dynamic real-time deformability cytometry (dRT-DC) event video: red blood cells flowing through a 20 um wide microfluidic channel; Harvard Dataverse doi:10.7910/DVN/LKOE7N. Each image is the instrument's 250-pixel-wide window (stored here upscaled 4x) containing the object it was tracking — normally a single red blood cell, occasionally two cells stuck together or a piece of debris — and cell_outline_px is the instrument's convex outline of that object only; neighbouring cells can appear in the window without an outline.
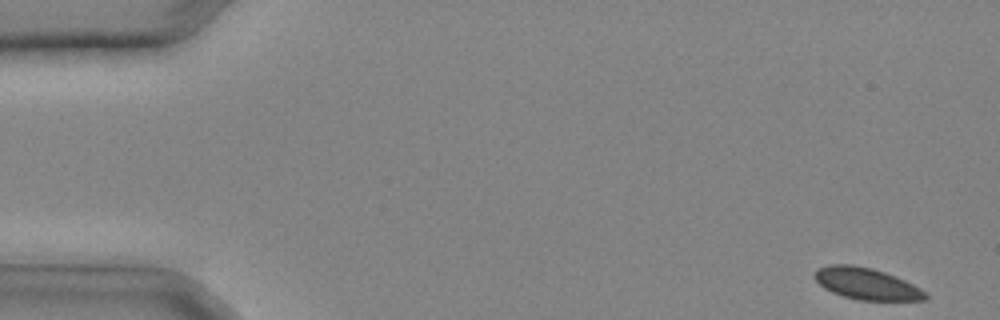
{"species": "common noctule bat (a hibernating species)", "species_latin": "Nyctalus noctula", "temperature_condition": "cold", "stored_images_in_passage": 31, "camera_frame_rate_fps": 3000, "um_per_image_px": 0.085, "animal": {"sex": "male", "body_mass_g": 20.4}, "frame": {"image": 1, "passage_image": 1, "time_ms": 0.0, "image_size_px": [1000, 320], "cell_outline_px": [[928, 300], [860, 300], [844, 296], [832, 292], [824, 288], [812, 276], [812, 272], [816, 268], [828, 264], [852, 264], [872, 268], [884, 272], [904, 280], [920, 288], [928, 296]], "centroid_in_image_um": [73.59, 24.1], "position_along_channel_um": 11.4, "area_um2": 20.46}}
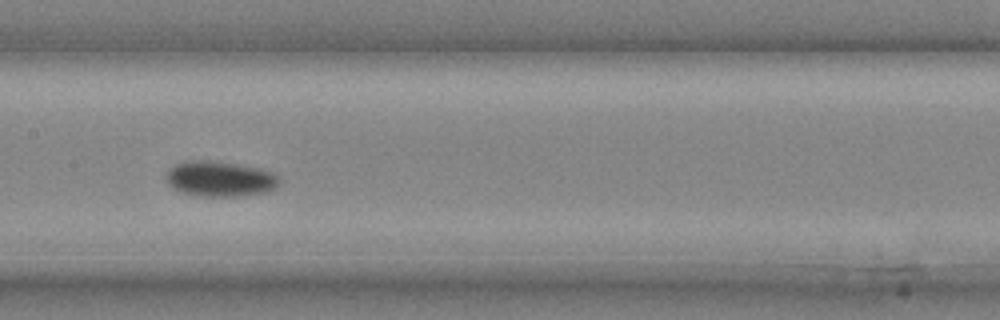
{"frame": {"image": 2, "passage_image": 16, "time_ms": 5.0, "image_size_px": [1000, 320], "cell_outline_px": [[280, 184], [276, 188], [268, 192], [240, 196], [196, 196], [184, 192], [168, 184], [168, 172], [176, 164], [184, 160], [212, 160], [260, 168], [272, 172], [280, 176]], "centroid_in_image_um": [18.78, 15.2], "position_along_channel_um": 188.6, "area_um2": 23.35}}
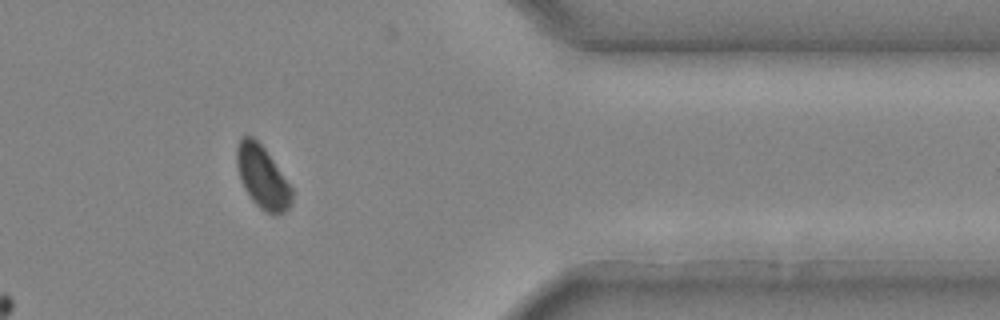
{"frame": {"image": 3, "passage_image": 27, "time_ms": 8.667, "image_size_px": [1000, 320], "cell_outline_px": [[292, 204], [284, 212], [276, 216], [264, 212], [252, 200], [244, 188], [240, 180], [236, 164], [236, 148], [240, 136], [252, 136], [264, 148], [292, 188]], "centroid_in_image_um": [22.29, 15.08], "position_along_channel_um": 389.1, "area_um2": 20.11}}